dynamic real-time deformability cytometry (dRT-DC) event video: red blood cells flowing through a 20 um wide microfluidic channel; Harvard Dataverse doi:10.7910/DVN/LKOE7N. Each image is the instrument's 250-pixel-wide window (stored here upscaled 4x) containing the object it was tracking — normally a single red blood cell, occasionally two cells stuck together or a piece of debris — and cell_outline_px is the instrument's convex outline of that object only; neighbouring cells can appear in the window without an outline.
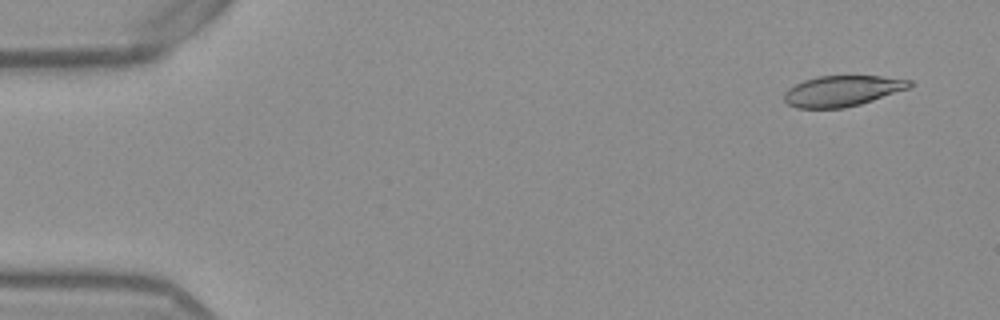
{"species": "Egyptian fruit bat (a non-hibernating species)", "species_latin": "Rousettus aegyptiacus", "temperature_condition": "warm", "stored_images_in_passage": 52, "camera_frame_rate_fps": 3000, "um_per_image_px": 0.085, "frame": {"image": 1, "passage_image": 3, "time_ms": 0.667, "image_size_px": [1000, 320], "cell_outline_px": [[916, 84], [908, 88], [860, 104], [844, 108], [796, 108], [788, 104], [784, 100], [784, 92], [788, 88], [804, 80], [816, 76], [880, 76], [912, 80]], "centroid_in_image_um": [71.58, 7.72], "position_along_channel_um": 13.4, "area_um2": 22.43}}
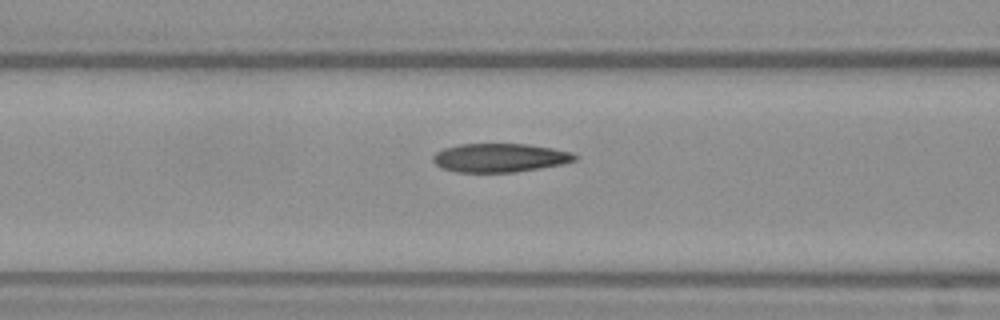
{"frame": {"image": 2, "passage_image": 21, "time_ms": 6.667, "image_size_px": [1000, 320], "cell_outline_px": [[576, 160], [564, 164], [516, 172], [456, 172], [440, 168], [432, 160], [432, 156], [436, 152], [444, 148], [460, 144], [528, 144], [552, 148], [572, 152], [576, 156]], "centroid_in_image_um": [42.47, 13.41], "position_along_channel_um": 124.1, "area_um2": 23.81}}
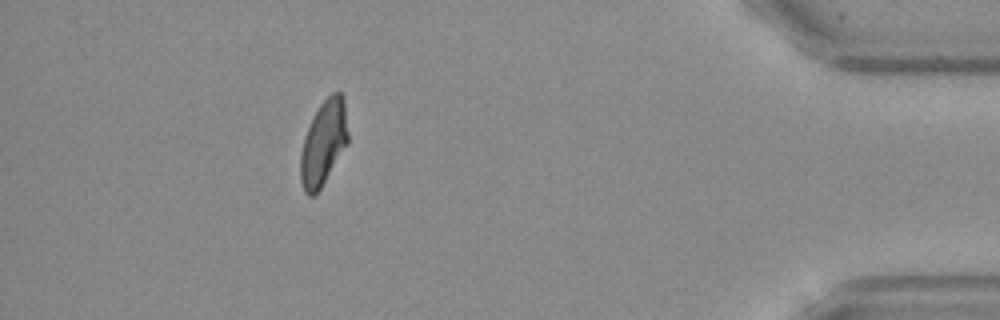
{"frame": {"image": 3, "passage_image": 47, "time_ms": 15.333, "image_size_px": [1000, 320], "cell_outline_px": [[348, 144], [320, 188], [312, 196], [308, 196], [304, 192], [300, 180], [300, 152], [304, 136], [320, 104], [332, 92], [340, 92], [344, 96], [348, 132]], "centroid_in_image_um": [27.5, 12.14], "position_along_channel_um": 407.7, "area_um2": 23.47}, "authors_computed_cell_mechanics": {"area_um2": 23.7558, "velocity_mm_per_s": 3.8686, "shape_relaxation_time_tau1_ms": null, "shape_relaxation_time_tau2_ms": 2.2354, "deformation_change_tau1": null, "deformation_change_tau2": 0.0906}}